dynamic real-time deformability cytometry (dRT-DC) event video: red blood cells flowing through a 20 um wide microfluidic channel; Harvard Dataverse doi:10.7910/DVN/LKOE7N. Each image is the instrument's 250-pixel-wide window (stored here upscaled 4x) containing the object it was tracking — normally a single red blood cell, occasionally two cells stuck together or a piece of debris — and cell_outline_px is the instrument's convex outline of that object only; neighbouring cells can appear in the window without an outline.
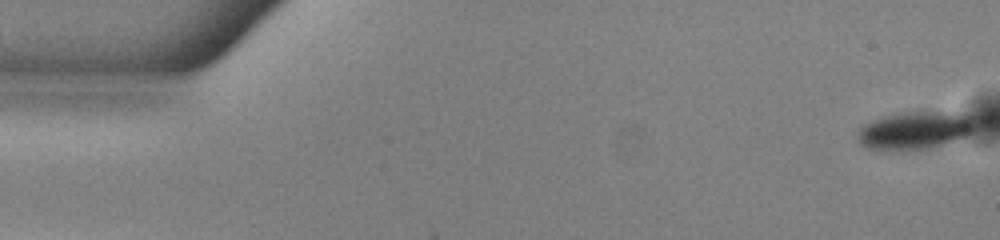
{"species": "common noctule bat (a hibernating species)", "species_latin": "Nyctalus noctula", "temperature_condition": "warm", "stored_images_in_passage": 51, "camera_frame_rate_fps": 3000, "um_per_image_px": 0.085, "animal": {"sex": "male", "body_mass_g": 13.0, "forearm_length_mm": 53.1}, "frame": {"image": 1, "passage_image": 1, "time_ms": 0.0, "image_size_px": [1000, 240], "cell_outline_px": [[976, 128], [968, 136], [928, 148], [900, 152], [868, 148], [860, 144], [856, 140], [860, 128], [864, 124], [872, 120], [896, 112], [920, 108], [976, 116]], "centroid_in_image_um": [77.79, 11.04], "position_along_channel_um": 7.2, "area_um2": 27.17}}
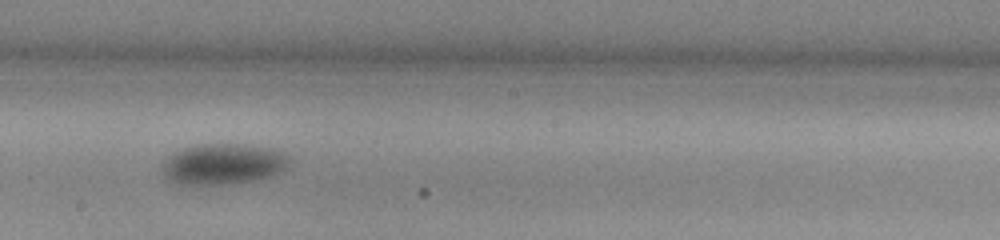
{"frame": {"image": 2, "passage_image": 29, "time_ms": 9.333, "image_size_px": [1000, 240], "cell_outline_px": [[292, 164], [284, 172], [260, 180], [232, 184], [180, 184], [164, 176], [160, 172], [160, 168], [176, 152], [184, 148], [196, 144], [244, 144], [272, 148], [288, 156], [292, 160]], "centroid_in_image_um": [19.07, 13.95], "position_along_channel_um": 229.1, "area_um2": 30.58}}
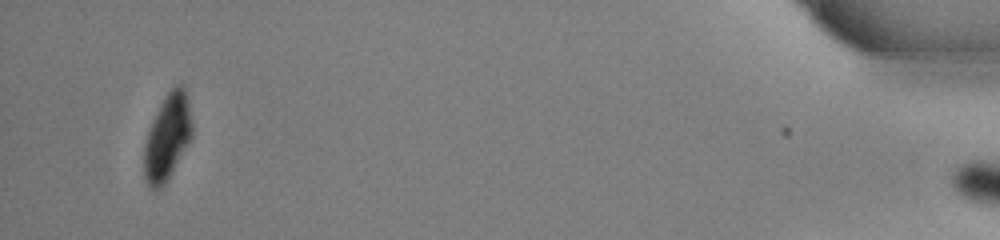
{"frame": {"image": 3, "passage_image": 50, "time_ms": 16.333, "image_size_px": [1000, 240], "cell_outline_px": [[192, 136], [168, 180], [160, 188], [152, 192], [144, 176], [144, 140], [152, 120], [164, 96], [176, 84], [184, 84], [188, 88], [192, 120]], "centroid_in_image_um": [14.24, 11.61], "position_along_channel_um": 421.0, "area_um2": 24.62}}